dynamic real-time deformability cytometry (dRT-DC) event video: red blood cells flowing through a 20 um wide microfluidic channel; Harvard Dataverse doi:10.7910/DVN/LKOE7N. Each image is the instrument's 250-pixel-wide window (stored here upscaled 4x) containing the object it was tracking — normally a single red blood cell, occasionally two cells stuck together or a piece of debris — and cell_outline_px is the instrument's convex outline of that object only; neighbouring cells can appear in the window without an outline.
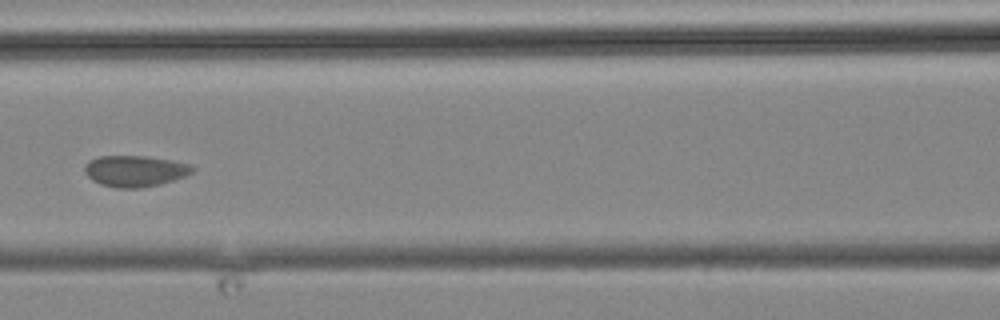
{"species": "common noctule bat (a hibernating species)", "species_latin": "Nyctalus noctula", "temperature_condition": "cold", "stored_images_in_passage": 5, "camera_frame_rate_fps": 3000, "um_per_image_px": 0.085, "animal": {"sex": "male", "body_mass_g": 19.2, "forearm_length_mm": 51.8}, "frame": {"image": 1, "passage_image": 3, "time_ms": 2.667, "image_size_px": [1000, 320], "cell_outline_px": [[196, 168], [192, 172], [184, 176], [160, 184], [140, 188], [116, 188], [100, 184], [92, 180], [84, 172], [84, 164], [88, 160], [100, 156], [148, 156], [172, 160], [188, 164]], "centroid_in_image_um": [11.44, 14.53], "position_along_channel_um": 155.2, "area_um2": 19.65}}
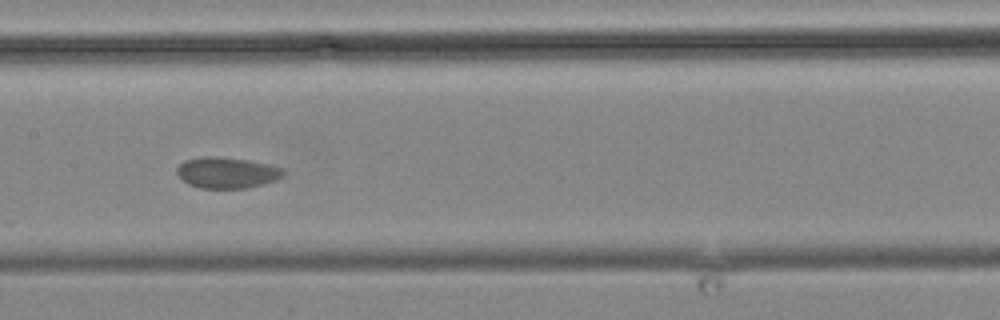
{"frame": {"image": 2, "passage_image": 4, "time_ms": 3.667, "image_size_px": [1000, 320], "cell_outline_px": [[284, 176], [276, 180], [264, 184], [248, 188], [200, 188], [188, 184], [176, 172], [176, 168], [184, 160], [204, 156], [216, 156], [248, 160], [268, 164], [284, 168]], "centroid_in_image_um": [19.31, 14.67], "position_along_channel_um": 188.1, "area_um2": 19.36}}
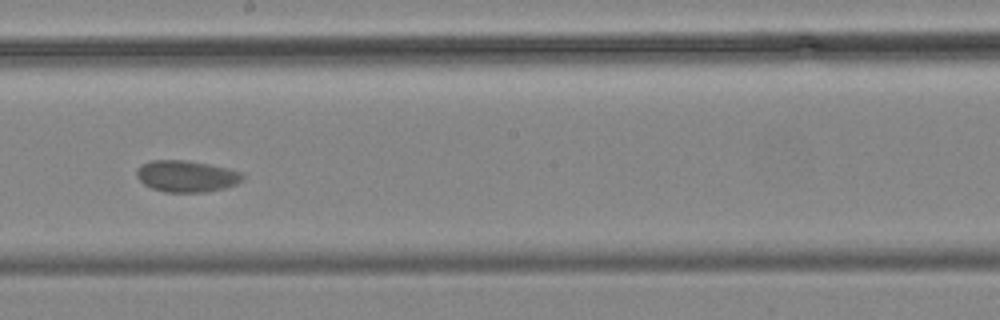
{"frame": {"image": 3, "passage_image": 5, "time_ms": 5.0, "image_size_px": [1000, 320], "cell_outline_px": [[244, 176], [236, 184], [224, 188], [204, 192], [164, 192], [152, 188], [144, 184], [136, 176], [136, 168], [140, 164], [152, 160], [188, 160], [228, 168], [244, 172]], "centroid_in_image_um": [15.83, 14.97], "position_along_channel_um": 232.4, "area_um2": 19.59}}